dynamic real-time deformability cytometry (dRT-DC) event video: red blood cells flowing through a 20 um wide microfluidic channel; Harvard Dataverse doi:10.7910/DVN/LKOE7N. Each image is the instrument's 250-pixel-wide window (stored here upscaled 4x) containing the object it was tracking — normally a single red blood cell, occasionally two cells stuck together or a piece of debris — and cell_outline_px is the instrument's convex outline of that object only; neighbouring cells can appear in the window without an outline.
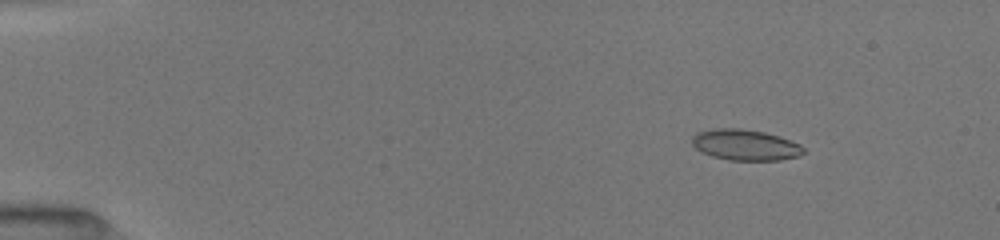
{"species": "common noctule bat (a hibernating species)", "species_latin": "Nyctalus noctula", "temperature_condition": "room temperature", "stored_images_in_passage": 51, "camera_frame_rate_fps": 3000, "um_per_image_px": 0.085, "animal": {"sex": "female", "body_mass_g": 19.5, "forearm_length_mm": 54.1}, "frame": {"image": 1, "passage_image": 7, "time_ms": 2.0, "image_size_px": [1000, 240], "cell_outline_px": [[804, 152], [800, 156], [780, 160], [728, 160], [712, 156], [700, 152], [692, 144], [692, 136], [696, 132], [712, 128], [744, 128], [764, 132], [800, 144], [804, 148]], "centroid_in_image_um": [63.3, 12.31], "position_along_channel_um": 21.7, "area_um2": 20.17}}
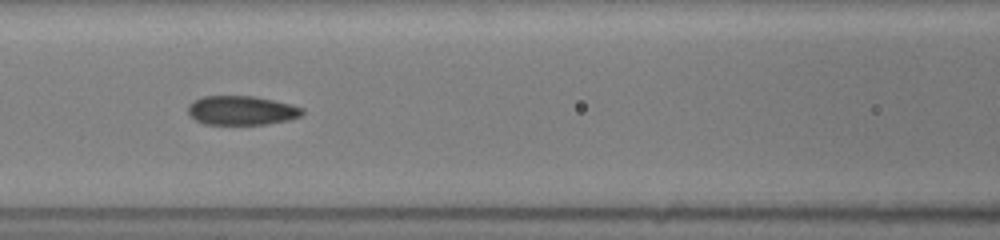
{"frame": {"image": 2, "passage_image": 24, "time_ms": 7.667, "image_size_px": [1000, 240], "cell_outline_px": [[304, 112], [300, 116], [288, 120], [264, 124], [204, 124], [196, 120], [188, 112], [188, 104], [204, 96], [256, 96], [292, 104], [304, 108]], "centroid_in_image_um": [20.56, 9.38], "position_along_channel_um": 146.0, "area_um2": 19.36}}
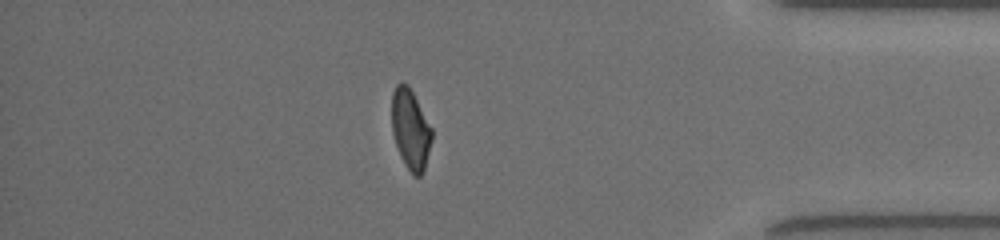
{"frame": {"image": 3, "passage_image": 45, "time_ms": 14.667, "image_size_px": [1000, 240], "cell_outline_px": [[432, 140], [424, 172], [420, 176], [412, 176], [404, 164], [400, 156], [392, 132], [392, 92], [396, 84], [400, 80], [404, 80], [408, 84], [432, 128]], "centroid_in_image_um": [34.89, 10.99], "position_along_channel_um": 400.3, "area_um2": 19.02}, "authors_computed_cell_mechanics": {"area_um2": 19.7676, "velocity_mm_per_s": 4.0536, "shape_relaxation_time_tau1_ms": 6.2443, "shape_relaxation_time_tau2_ms": 1.2128, "deformation_change_tau1": 0.1717, "deformation_change_tau2": 0.0609}}